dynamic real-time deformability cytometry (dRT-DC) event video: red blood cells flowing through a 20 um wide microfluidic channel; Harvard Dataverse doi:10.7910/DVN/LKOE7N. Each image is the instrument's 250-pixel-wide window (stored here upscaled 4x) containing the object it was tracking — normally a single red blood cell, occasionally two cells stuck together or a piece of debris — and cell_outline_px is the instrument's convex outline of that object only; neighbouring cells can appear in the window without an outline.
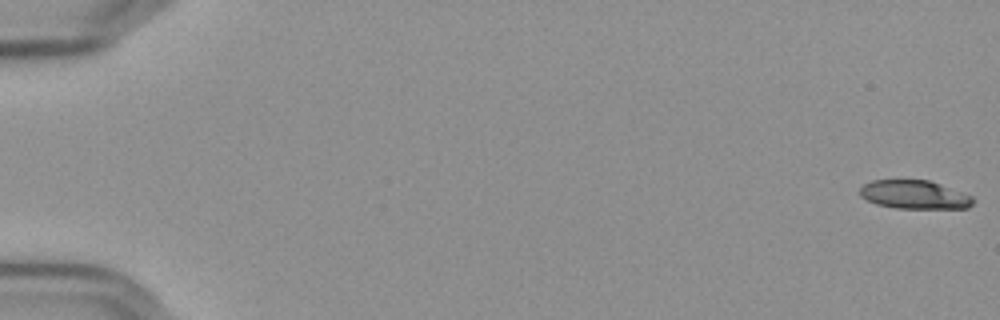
{"species": "Egyptian fruit bat (a non-hibernating species)", "species_latin": "Rousettus aegyptiacus", "temperature_condition": "cold", "stored_images_in_passage": 57, "camera_frame_rate_fps": 3000, "um_per_image_px": 0.085, "frame": {"image": 1, "passage_image": 1, "time_ms": 0.0, "image_size_px": [1000, 320], "cell_outline_px": [[976, 200], [968, 208], [896, 208], [876, 204], [860, 196], [860, 188], [864, 184], [872, 180], [928, 180], [940, 184], [972, 196]], "centroid_in_image_um": [77.73, 16.55], "position_along_channel_um": 7.3, "area_um2": 18.73}}
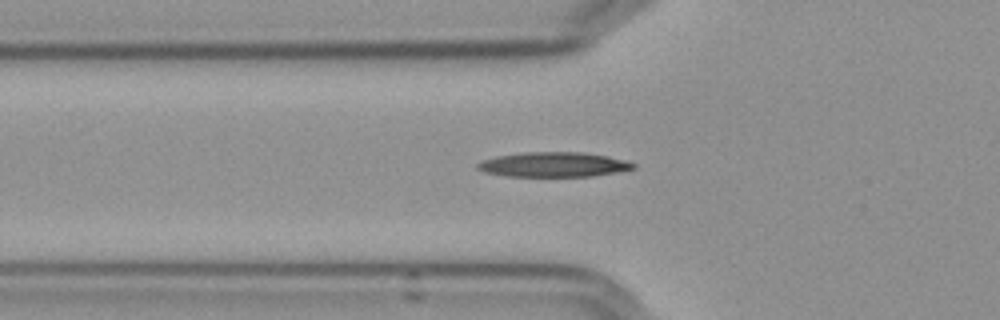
{"frame": {"image": 2, "passage_image": 21, "time_ms": 6.667, "image_size_px": [1000, 320], "cell_outline_px": [[636, 168], [616, 172], [592, 176], [508, 176], [484, 172], [476, 168], [476, 164], [484, 160], [496, 156], [524, 152], [584, 152], [608, 156], [624, 160], [636, 164]], "centroid_in_image_um": [47.06, 13.98], "position_along_channel_um": 78.7, "area_um2": 22.43}}
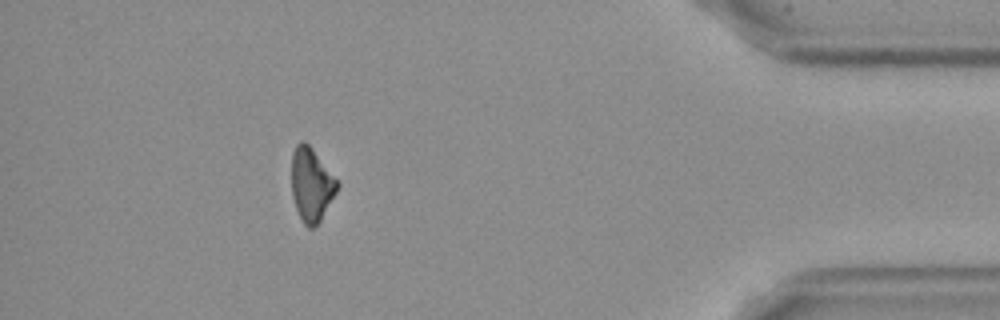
{"frame": {"image": 3, "passage_image": 52, "time_ms": 17.0, "image_size_px": [1000, 320], "cell_outline_px": [[340, 184], [336, 192], [320, 220], [312, 228], [308, 228], [304, 224], [296, 208], [292, 196], [292, 152], [296, 144], [300, 140], [304, 140], [312, 148]], "centroid_in_image_um": [26.45, 15.66], "position_along_channel_um": 408.8, "area_um2": 19.31}}